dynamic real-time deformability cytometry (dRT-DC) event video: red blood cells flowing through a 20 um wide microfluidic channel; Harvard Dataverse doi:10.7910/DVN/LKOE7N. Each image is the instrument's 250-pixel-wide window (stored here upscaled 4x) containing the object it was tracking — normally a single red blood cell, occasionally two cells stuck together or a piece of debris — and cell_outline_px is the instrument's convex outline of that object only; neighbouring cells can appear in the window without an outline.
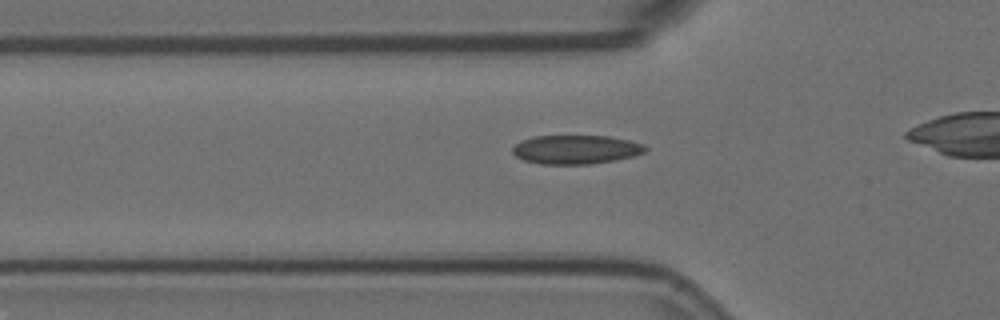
{"species": "Egyptian fruit bat (a non-hibernating species)", "species_latin": "Rousettus aegyptiacus", "temperature_condition": "room temperature", "stored_images_in_passage": 39, "camera_frame_rate_fps": 3000, "um_per_image_px": 0.085, "animal": {"sex": "female"}, "frame": {"image": 1, "passage_image": 12, "time_ms": 3.667, "image_size_px": [1000, 320], "cell_outline_px": [[648, 148], [644, 152], [632, 156], [616, 160], [588, 164], [540, 164], [524, 160], [516, 156], [512, 152], [512, 148], [516, 144], [532, 136], [608, 136], [628, 140], [644, 144]], "centroid_in_image_um": [48.95, 12.71], "position_along_channel_um": 76.9, "area_um2": 22.25}}
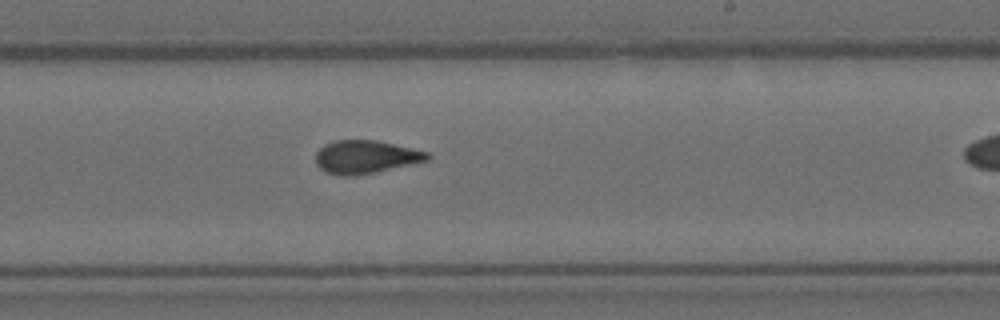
{"frame": {"image": 2, "passage_image": 27, "time_ms": 8.667, "image_size_px": [1000, 320], "cell_outline_px": [[432, 156], [428, 160], [376, 172], [352, 176], [340, 176], [324, 172], [316, 164], [316, 152], [324, 144], [336, 140], [376, 140], [428, 152]], "centroid_in_image_um": [31.05, 13.34], "position_along_channel_um": 258.0, "area_um2": 21.56}}
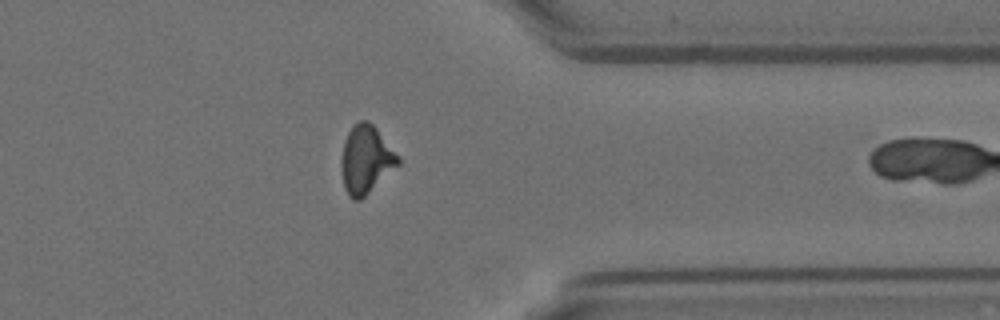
{"frame": {"image": 3, "passage_image": 38, "time_ms": 12.333, "image_size_px": [1000, 320], "cell_outline_px": [[400, 164], [360, 200], [352, 200], [348, 196], [344, 188], [340, 164], [344, 144], [348, 132], [360, 120], [368, 120], [376, 128], [400, 156]], "centroid_in_image_um": [31.11, 13.58], "position_along_channel_um": 380.3, "area_um2": 22.43}}